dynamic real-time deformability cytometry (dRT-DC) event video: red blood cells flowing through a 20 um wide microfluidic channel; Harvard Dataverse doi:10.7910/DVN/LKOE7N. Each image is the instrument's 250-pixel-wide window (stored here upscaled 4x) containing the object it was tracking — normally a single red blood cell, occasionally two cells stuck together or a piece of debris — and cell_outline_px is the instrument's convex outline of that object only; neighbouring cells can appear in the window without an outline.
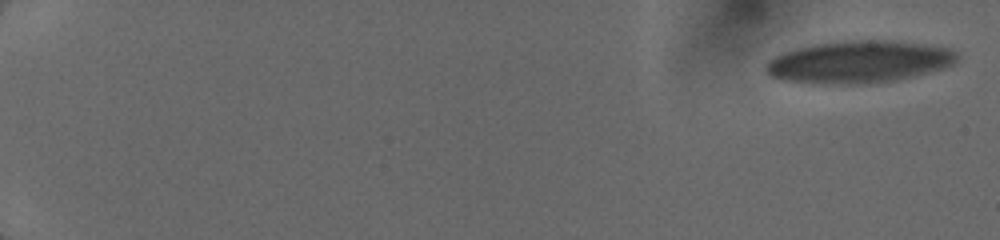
{"species": "human", "species_latin": "Homo sapiens", "temperature_condition": "cold", "stored_images_in_passage": 33, "camera_frame_rate_fps": 3000, "um_per_image_px": 0.085, "donor": {"sex": "female"}, "frame": {"image": 1, "passage_image": 1, "time_ms": 0.0, "image_size_px": [1000, 240], "cell_outline_px": [[956, 60], [952, 64], [940, 68], [912, 76], [896, 80], [864, 84], [812, 84], [784, 80], [772, 76], [764, 68], [768, 60], [784, 52], [816, 44], [844, 40], [888, 40], [948, 48], [956, 52]], "centroid_in_image_um": [72.94, 5.27], "position_along_channel_um": 12.1, "area_um2": 46.53}}
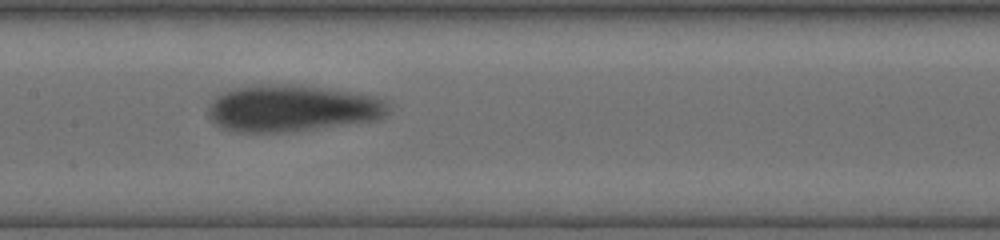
{"frame": {"image": 2, "passage_image": 16, "time_ms": 9.333, "image_size_px": [1000, 240], "cell_outline_px": [[392, 112], [376, 120], [288, 132], [236, 132], [220, 128], [208, 116], [208, 104], [220, 92], [232, 88], [268, 84], [300, 84], [376, 96], [388, 104]], "centroid_in_image_um": [24.79, 9.2], "position_along_channel_um": 182.6, "area_um2": 49.42}}
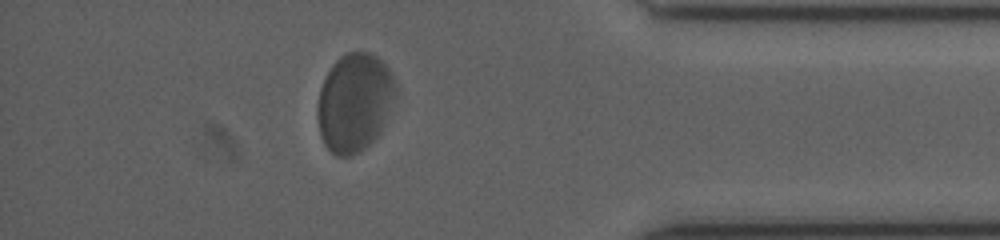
{"frame": {"image": 3, "passage_image": 29, "time_ms": 15.333, "image_size_px": [1000, 240], "cell_outline_px": [[396, 100], [380, 132], [364, 148], [352, 156], [336, 156], [324, 144], [320, 136], [316, 116], [316, 108], [320, 88], [332, 64], [340, 56], [348, 52], [368, 52], [376, 56], [392, 72], [396, 80]], "centroid_in_image_um": [30.14, 8.7], "position_along_channel_um": 405.1, "area_um2": 45.26}}